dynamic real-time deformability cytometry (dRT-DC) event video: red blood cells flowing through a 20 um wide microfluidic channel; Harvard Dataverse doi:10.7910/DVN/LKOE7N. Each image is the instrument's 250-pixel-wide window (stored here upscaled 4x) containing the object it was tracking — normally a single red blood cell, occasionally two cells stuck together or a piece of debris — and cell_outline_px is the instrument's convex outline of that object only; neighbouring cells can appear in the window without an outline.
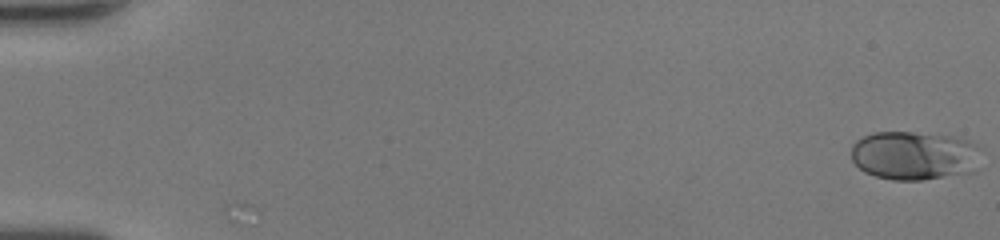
{"species": "human", "species_latin": "Homo sapiens", "temperature_condition": "room temperature", "stored_images_in_passage": 50, "camera_frame_rate_fps": 3000, "um_per_image_px": 0.085, "donor": {"sex": "female"}, "frame": {"image": 1, "passage_image": 1, "time_ms": 0.0, "image_size_px": [1000, 240], "cell_outline_px": [[976, 172], [924, 180], [892, 180], [876, 176], [864, 172], [852, 160], [852, 144], [856, 140], [872, 132], [912, 132], [956, 136], [968, 140], [972, 144]], "centroid_in_image_um": [77.62, 13.23], "position_along_channel_um": 7.4, "area_um2": 36.59}}
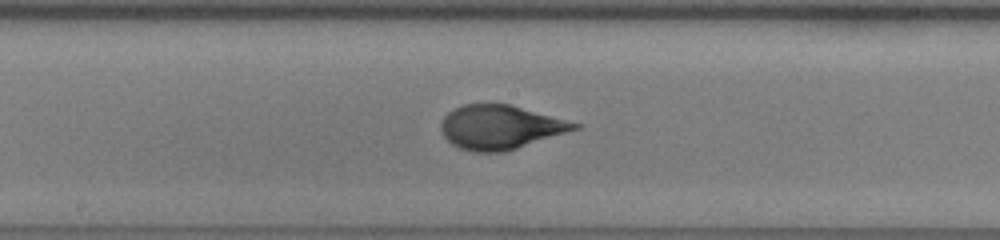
{"frame": {"image": 2, "passage_image": 28, "time_ms": 9.0, "image_size_px": [1000, 240], "cell_outline_px": [[584, 124], [580, 128], [504, 152], [472, 152], [460, 148], [452, 144], [444, 136], [440, 128], [440, 124], [444, 116], [448, 112], [464, 104], [508, 104]], "centroid_in_image_um": [42.53, 10.81], "position_along_channel_um": 205.7, "area_um2": 34.1}}
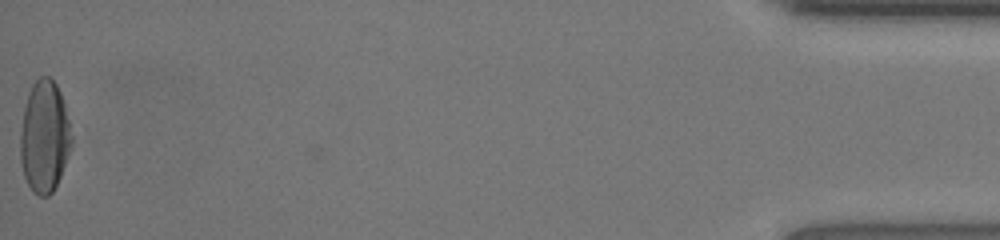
{"frame": {"image": 3, "passage_image": 50, "time_ms": 16.333, "image_size_px": [1000, 240], "cell_outline_px": [[72, 144], [60, 176], [52, 192], [48, 196], [40, 196], [32, 192], [24, 176], [20, 160], [20, 132], [24, 108], [28, 92], [32, 84], [40, 76], [48, 76], [56, 84], [60, 92], [64, 104], [72, 136]], "centroid_in_image_um": [3.76, 11.61], "position_along_channel_um": 431.4, "area_um2": 33.29}, "authors_computed_cell_mechanics": {"area_um2": 34.5066, "velocity_mm_per_s": 4.3407, "shape_relaxation_time_tau1_ms": 4.7843, "shape_relaxation_time_tau2_ms": null, "deformation_change_tau1": 0.2213, "deformation_change_tau2": null}}